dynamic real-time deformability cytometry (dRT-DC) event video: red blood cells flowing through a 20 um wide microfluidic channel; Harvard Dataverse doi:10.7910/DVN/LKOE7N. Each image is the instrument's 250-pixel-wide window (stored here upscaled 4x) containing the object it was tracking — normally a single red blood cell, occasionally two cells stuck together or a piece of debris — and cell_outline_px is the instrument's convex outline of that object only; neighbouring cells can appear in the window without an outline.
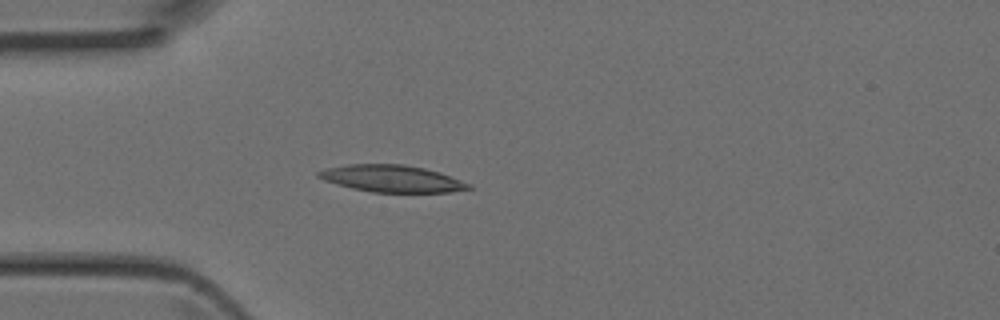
{"species": "Egyptian fruit bat (a non-hibernating species)", "species_latin": "Rousettus aegyptiacus", "temperature_condition": "room temperature", "stored_images_in_passage": 4, "camera_frame_rate_fps": 3000, "um_per_image_px": 0.085, "animal": {"sex": "female"}, "frame": {"image": 1, "passage_image": 4, "time_ms": 1.0, "image_size_px": [1000, 320], "cell_outline_px": [[472, 188], [452, 192], [372, 192], [352, 188], [336, 184], [324, 180], [316, 176], [316, 172], [328, 168], [348, 164], [404, 164], [424, 168], [440, 172], [472, 184]], "centroid_in_image_um": [33.32, 15.18], "position_along_channel_um": 51.7, "area_um2": 23.58}}